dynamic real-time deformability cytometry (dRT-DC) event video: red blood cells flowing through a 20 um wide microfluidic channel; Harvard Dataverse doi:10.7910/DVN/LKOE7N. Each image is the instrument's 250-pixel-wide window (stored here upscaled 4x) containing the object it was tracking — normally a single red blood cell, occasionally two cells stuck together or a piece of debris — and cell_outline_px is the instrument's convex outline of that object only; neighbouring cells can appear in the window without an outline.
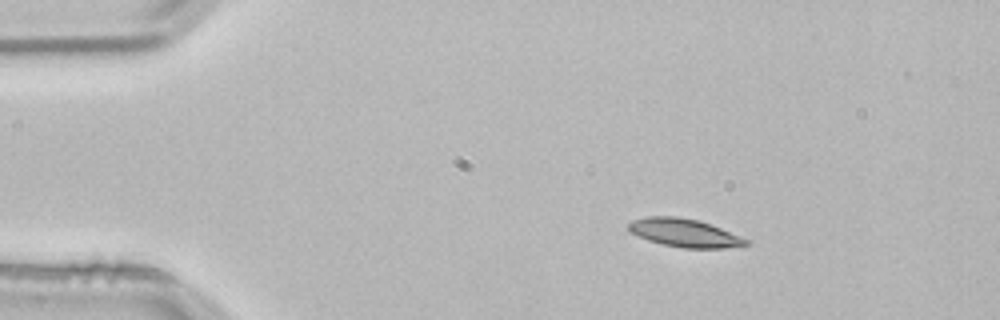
{"species": "common noctule bat (a hibernating species)", "species_latin": "Nyctalus noctula", "temperature_condition": "room temperature", "stored_images_in_passage": 2, "camera_frame_rate_fps": 3000, "um_per_image_px": 0.085, "animal": {"sex": "male", "body_mass_g": 21.5, "forearm_length_mm": 52.0}, "frame": {"image": 1, "passage_image": 1, "time_ms": 0.0, "image_size_px": [1000, 320], "cell_outline_px": [[748, 244], [724, 248], [684, 248], [664, 244], [648, 240], [632, 232], [628, 228], [628, 224], [632, 220], [648, 216], [672, 216], [696, 220], [720, 228], [748, 240]], "centroid_in_image_um": [58.14, 19.79], "position_along_channel_um": 26.9, "area_um2": 18.73}}